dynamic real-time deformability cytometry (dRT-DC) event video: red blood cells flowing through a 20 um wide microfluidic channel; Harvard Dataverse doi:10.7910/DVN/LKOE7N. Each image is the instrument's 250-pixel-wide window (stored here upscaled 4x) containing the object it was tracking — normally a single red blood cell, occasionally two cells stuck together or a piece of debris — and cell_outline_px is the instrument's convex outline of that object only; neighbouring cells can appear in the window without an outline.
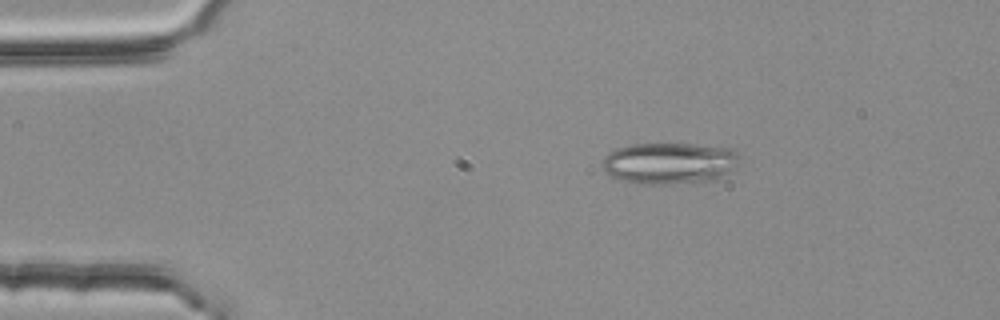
{"species": "common noctule bat (a hibernating species)", "species_latin": "Nyctalus noctula", "temperature_condition": "room temperature", "stored_images_in_passage": 47, "camera_frame_rate_fps": 3000, "um_per_image_px": 0.085, "animal": {"sex": "female", "body_mass_g": 25.1}, "frame": {"image": 1, "passage_image": 3, "time_ms": 0.667, "image_size_px": [1000, 320], "cell_outline_px": [[740, 156], [736, 168], [716, 180], [668, 184], [636, 184], [620, 180], [604, 172], [600, 164], [604, 156], [608, 152], [616, 148], [632, 144], [692, 144], [732, 148]], "centroid_in_image_um": [56.88, 13.88], "position_along_channel_um": 28.1, "area_um2": 33.7}}
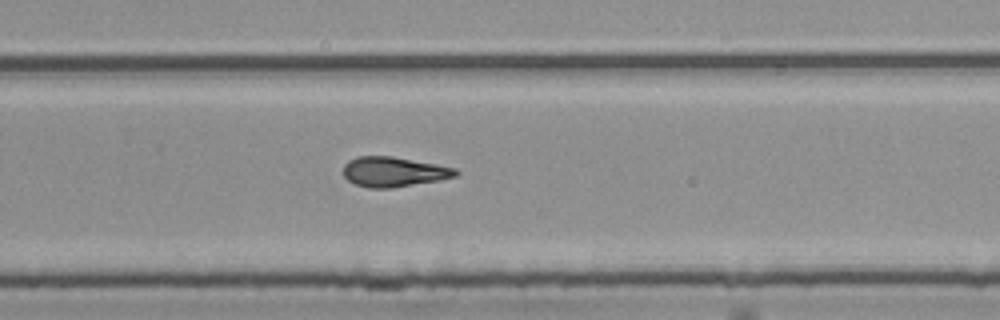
{"frame": {"image": 2, "passage_image": 29, "time_ms": 9.333, "image_size_px": [1000, 320], "cell_outline_px": [[460, 172], [456, 176], [440, 180], [392, 188], [368, 188], [356, 184], [348, 180], [344, 176], [344, 164], [348, 160], [356, 156], [392, 156], [436, 164], [456, 168]], "centroid_in_image_um": [33.47, 14.6], "position_along_channel_um": 296.3, "area_um2": 19.65}}
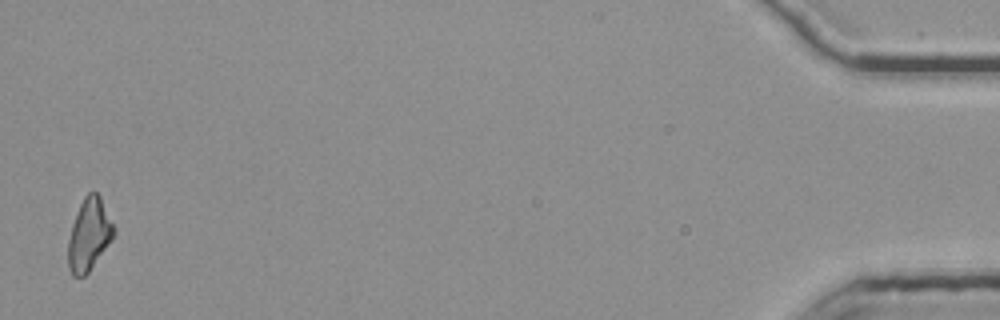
{"frame": {"image": 3, "passage_image": 47, "time_ms": 15.333, "image_size_px": [1000, 320], "cell_outline_px": [[116, 232], [112, 240], [88, 272], [84, 276], [72, 276], [68, 268], [68, 240], [72, 224], [80, 204], [84, 196], [88, 192], [96, 192], [100, 196], [116, 228]], "centroid_in_image_um": [7.58, 19.94], "position_along_channel_um": 427.6, "area_um2": 19.25}, "authors_computed_cell_mechanics": {"area_um2": 19.652, "velocity_mm_per_s": 3.7842, "shape_relaxation_time_tau1_ms": 10.8168, "shape_relaxation_time_tau2_ms": 11.1934, "deformation_change_tau1": 0.2601, "deformation_change_tau2": 0.213}}